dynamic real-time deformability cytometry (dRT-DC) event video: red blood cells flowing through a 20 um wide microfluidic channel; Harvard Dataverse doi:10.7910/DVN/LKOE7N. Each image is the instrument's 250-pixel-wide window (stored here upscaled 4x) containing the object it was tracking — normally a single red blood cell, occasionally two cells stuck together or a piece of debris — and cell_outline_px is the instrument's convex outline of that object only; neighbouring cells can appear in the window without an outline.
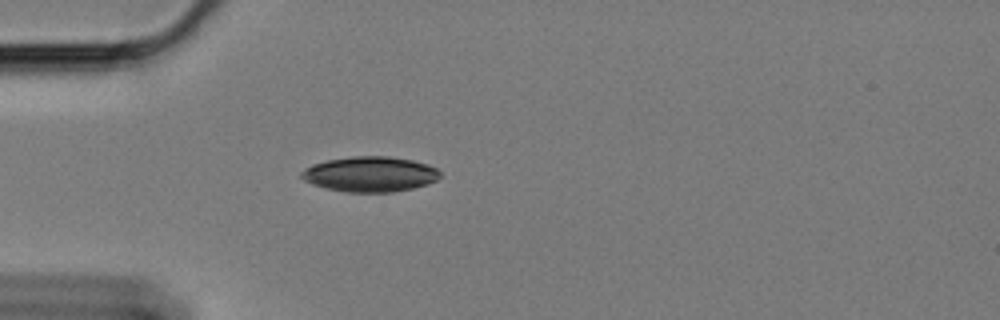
{"species": "Egyptian fruit bat (a non-hibernating species)", "species_latin": "Rousettus aegyptiacus", "temperature_condition": "cold", "stored_images_in_passage": 27, "camera_frame_rate_fps": 3000, "um_per_image_px": 0.085, "animal": {"sex": "female"}, "frame": {"image": 1, "passage_image": 1, "time_ms": 0.0, "image_size_px": [1000, 320], "cell_outline_px": [[440, 176], [436, 180], [428, 184], [412, 188], [392, 192], [344, 192], [312, 184], [304, 180], [300, 176], [300, 172], [312, 164], [328, 160], [352, 156], [388, 156], [412, 160], [428, 164], [436, 168], [440, 172]], "centroid_in_image_um": [31.46, 14.8], "position_along_channel_um": 53.5, "area_um2": 28.44}}
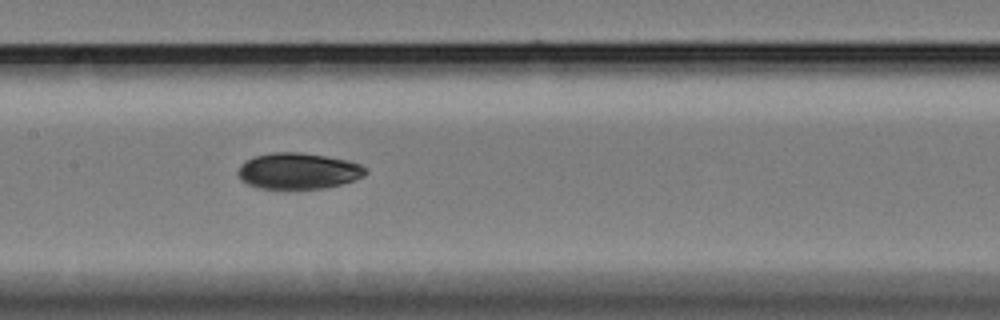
{"frame": {"image": 2, "passage_image": 13, "time_ms": 4.0, "image_size_px": [1000, 320], "cell_outline_px": [[368, 172], [364, 176], [340, 184], [324, 188], [256, 188], [240, 180], [236, 172], [240, 164], [256, 156], [272, 152], [300, 152], [348, 160], [360, 164], [368, 168]], "centroid_in_image_um": [25.34, 14.53], "position_along_channel_um": 182.1, "area_um2": 26.82}}
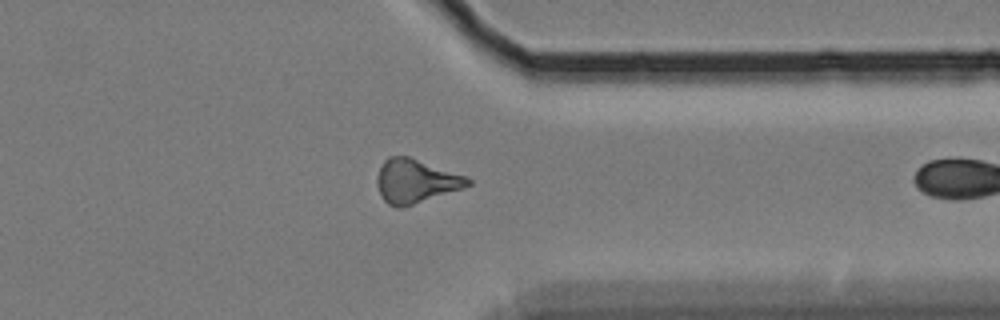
{"frame": {"image": 3, "passage_image": 26, "time_ms": 8.333, "image_size_px": [1000, 320], "cell_outline_px": [[472, 184], [464, 188], [400, 208], [396, 208], [388, 204], [384, 200], [380, 192], [376, 180], [380, 168], [384, 160], [388, 156], [408, 156], [464, 176], [472, 180]], "centroid_in_image_um": [35.31, 15.4], "position_along_channel_um": 376.1, "area_um2": 22.77}}